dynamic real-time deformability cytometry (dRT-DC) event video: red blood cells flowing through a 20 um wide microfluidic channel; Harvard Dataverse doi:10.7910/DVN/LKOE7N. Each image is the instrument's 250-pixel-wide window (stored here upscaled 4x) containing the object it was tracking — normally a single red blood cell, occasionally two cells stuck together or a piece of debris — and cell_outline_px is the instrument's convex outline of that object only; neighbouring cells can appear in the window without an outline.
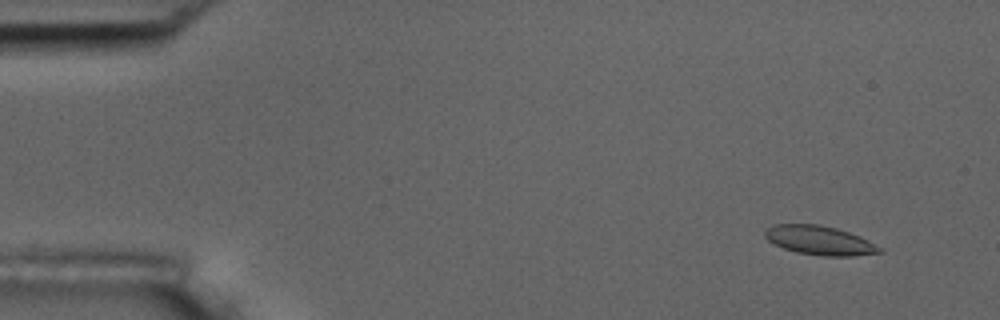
{"species": "common noctule bat (a hibernating species)", "species_latin": "Nyctalus noctula", "temperature_condition": "room temperature", "stored_images_in_passage": 5, "camera_frame_rate_fps": 3000, "um_per_image_px": 0.085, "animal": {"sex": "male", "body_mass_g": 17.5, "forearm_length_mm": 52.3}, "frame": {"image": 1, "passage_image": 1, "time_ms": 0.0, "image_size_px": [1000, 320], "cell_outline_px": [[884, 252], [856, 256], [820, 256], [796, 252], [784, 248], [768, 240], [764, 236], [764, 232], [772, 224], [820, 224], [836, 228], [860, 236], [884, 248]], "centroid_in_image_um": [69.71, 20.44], "position_along_channel_um": 15.3, "area_um2": 19.59}}
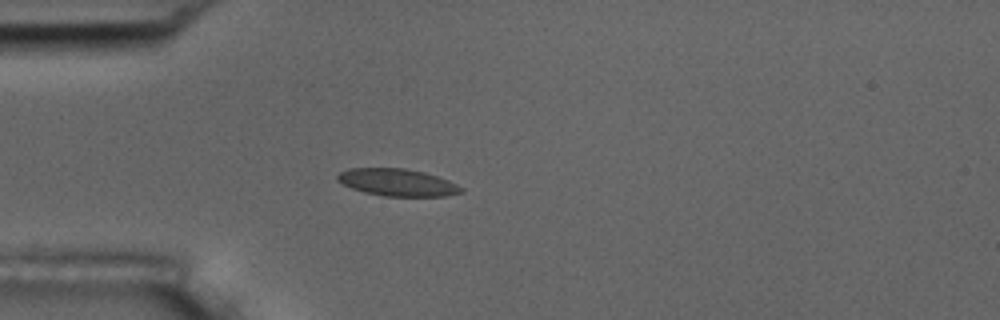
{"frame": {"image": 2, "passage_image": 4, "time_ms": 3.667, "image_size_px": [1000, 320], "cell_outline_px": [[464, 192], [448, 196], [384, 196], [364, 192], [352, 188], [336, 180], [336, 176], [340, 172], [348, 168], [404, 168], [424, 172], [448, 180], [464, 188]], "centroid_in_image_um": [33.79, 15.51], "position_along_channel_um": 51.2, "area_um2": 19.65}}